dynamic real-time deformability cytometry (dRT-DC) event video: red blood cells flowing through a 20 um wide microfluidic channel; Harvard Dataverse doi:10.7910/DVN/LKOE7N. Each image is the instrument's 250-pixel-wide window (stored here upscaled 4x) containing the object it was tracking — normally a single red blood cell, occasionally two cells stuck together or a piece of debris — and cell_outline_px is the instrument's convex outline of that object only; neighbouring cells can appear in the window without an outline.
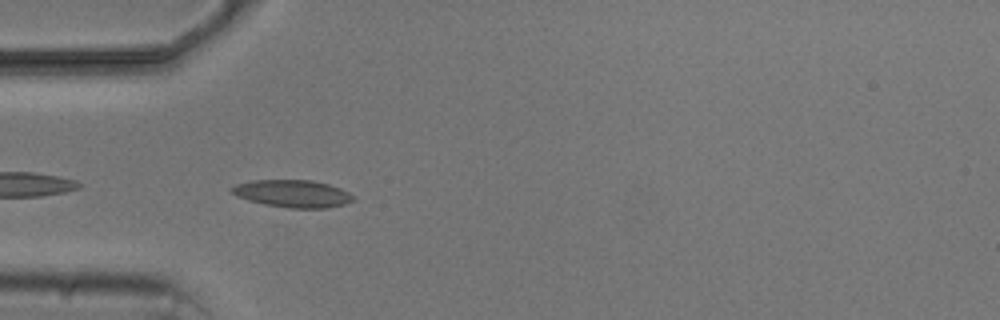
{"species": "common noctule bat (a hibernating species)", "species_latin": "Nyctalus noctula", "temperature_condition": "cold", "stored_images_in_passage": 4, "camera_frame_rate_fps": 3000, "um_per_image_px": 0.085, "animal": {"sex": "male", "body_mass_g": 20.5, "forearm_length_mm": 52.5}, "frame": {"image": 1, "passage_image": 4, "time_ms": 3.667, "image_size_px": [1000, 320], "cell_outline_px": [[356, 200], [344, 204], [328, 208], [288, 208], [264, 204], [248, 200], [236, 196], [228, 188], [236, 184], [252, 180], [312, 180], [328, 184], [340, 188], [356, 196]], "centroid_in_image_um": [24.89, 16.46], "position_along_channel_um": 60.1, "area_um2": 19.59}}